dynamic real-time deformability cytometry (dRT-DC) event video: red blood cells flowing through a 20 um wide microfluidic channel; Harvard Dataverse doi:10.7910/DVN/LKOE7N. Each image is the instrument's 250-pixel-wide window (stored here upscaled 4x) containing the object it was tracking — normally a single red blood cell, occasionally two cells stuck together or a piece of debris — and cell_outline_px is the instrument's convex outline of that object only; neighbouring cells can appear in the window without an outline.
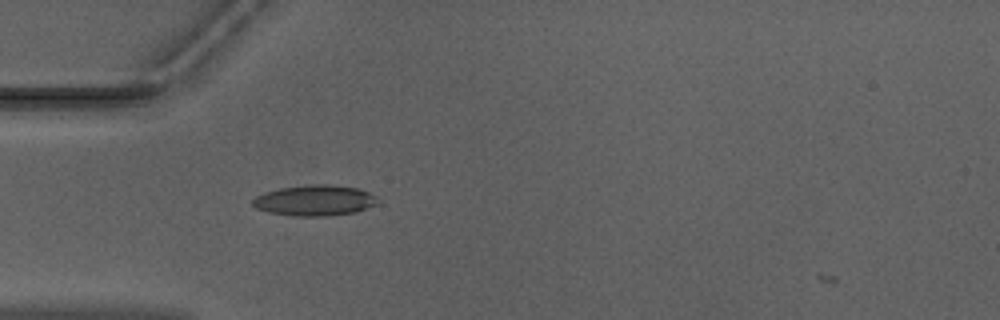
{"species": "Egyptian fruit bat (a non-hibernating species)", "species_latin": "Rousettus aegyptiacus", "temperature_condition": "warm", "stored_images_in_passage": 5, "camera_frame_rate_fps": 3000, "um_per_image_px": 0.085, "animal": {"sex": "male"}, "frame": {"image": 1, "passage_image": 4, "time_ms": 1.0, "image_size_px": [1000, 320], "cell_outline_px": [[376, 204], [356, 212], [328, 216], [296, 216], [268, 212], [256, 208], [252, 204], [252, 200], [256, 196], [264, 192], [280, 188], [312, 184], [332, 184], [356, 188], [368, 192], [376, 196]], "centroid_in_image_um": [26.73, 17.03], "position_along_channel_um": 58.3, "area_um2": 22.31}}